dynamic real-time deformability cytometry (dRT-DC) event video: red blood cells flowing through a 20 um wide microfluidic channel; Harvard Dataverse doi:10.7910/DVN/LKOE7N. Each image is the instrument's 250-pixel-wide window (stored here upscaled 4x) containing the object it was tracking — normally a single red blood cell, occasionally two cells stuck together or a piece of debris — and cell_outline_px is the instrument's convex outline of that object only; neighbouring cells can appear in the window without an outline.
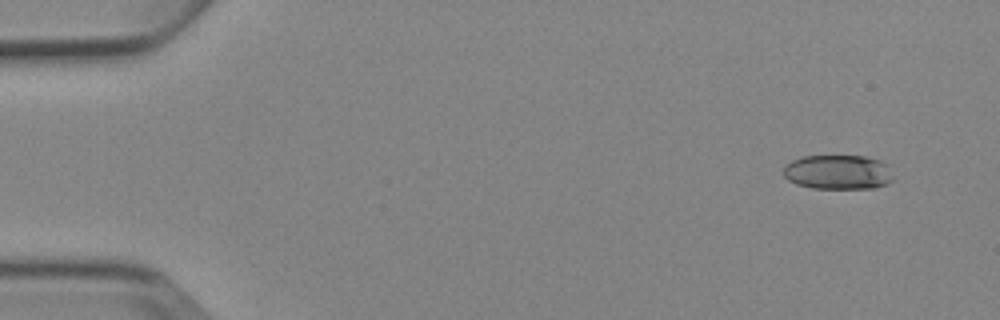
{"species": "Egyptian fruit bat (a non-hibernating species)", "species_latin": "Rousettus aegyptiacus", "temperature_condition": "cold", "stored_images_in_passage": 5, "camera_frame_rate_fps": 3000, "um_per_image_px": 0.085, "animal": {"sex": "female"}, "frame": {"image": 1, "passage_image": 1, "time_ms": 0.0, "image_size_px": [1000, 320], "cell_outline_px": [[892, 180], [888, 184], [876, 188], [812, 188], [796, 184], [788, 180], [784, 176], [784, 164], [792, 160], [804, 156], [864, 156], [880, 160], [888, 164], [892, 176]], "centroid_in_image_um": [71.24, 14.63], "position_along_channel_um": 13.8, "area_um2": 22.25}}
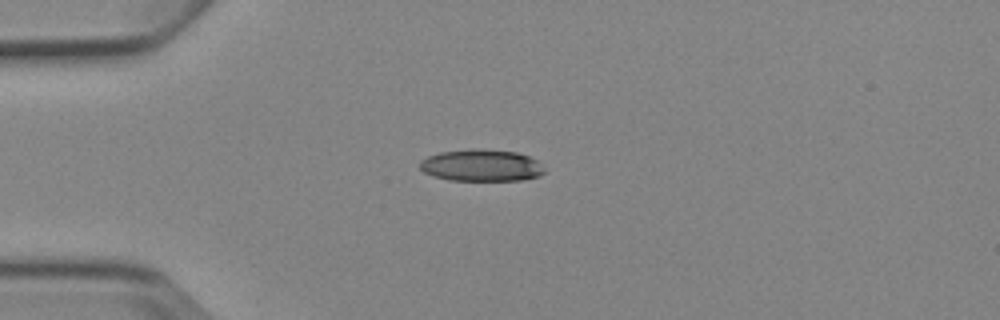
{"frame": {"image": 2, "passage_image": 4, "time_ms": 3.333, "image_size_px": [1000, 320], "cell_outline_px": [[544, 172], [540, 176], [520, 180], [448, 180], [432, 176], [424, 172], [420, 168], [420, 160], [428, 156], [440, 152], [472, 148], [476, 148], [516, 152], [528, 156], [536, 160], [544, 168]], "centroid_in_image_um": [40.89, 14.05], "position_along_channel_um": 44.1, "area_um2": 23.18}}